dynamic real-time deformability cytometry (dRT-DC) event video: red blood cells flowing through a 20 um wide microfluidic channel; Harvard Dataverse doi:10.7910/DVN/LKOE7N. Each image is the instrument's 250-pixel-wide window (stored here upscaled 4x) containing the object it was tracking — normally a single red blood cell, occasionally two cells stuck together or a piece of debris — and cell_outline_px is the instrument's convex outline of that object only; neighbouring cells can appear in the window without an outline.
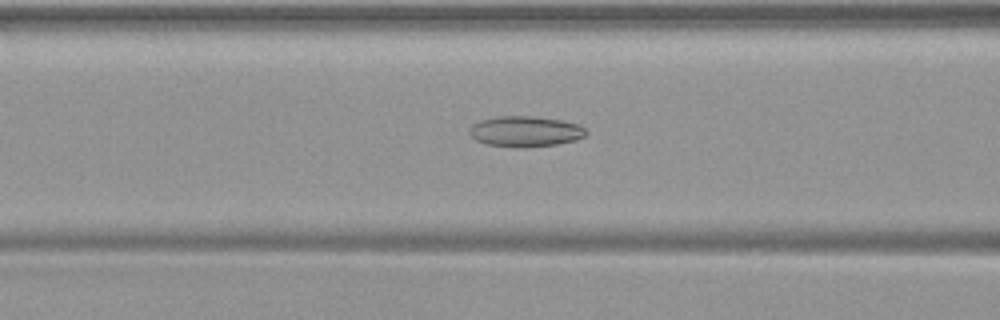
{"species": "common noctule bat (a hibernating species)", "species_latin": "Nyctalus noctula", "temperature_condition": "warm", "stored_images_in_passage": 51, "camera_frame_rate_fps": 3000, "um_per_image_px": 0.085, "animal": {"sex": "female", "body_mass_g": 19.9}, "frame": {"image": 1, "passage_image": 21, "time_ms": 6.667, "image_size_px": [1000, 320], "cell_outline_px": [[588, 132], [584, 136], [576, 140], [556, 144], [524, 148], [520, 148], [488, 144], [476, 140], [468, 132], [468, 128], [472, 124], [480, 120], [496, 116], [536, 116], [560, 120], [580, 124]], "centroid_in_image_um": [44.64, 11.16], "position_along_channel_um": 122.0, "area_um2": 20.98}}
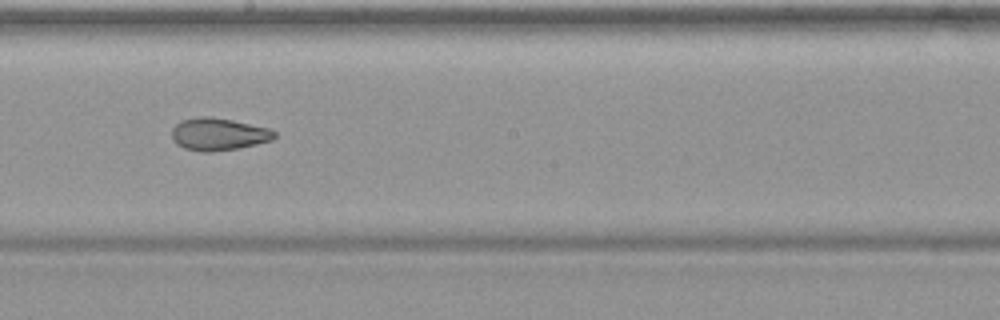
{"frame": {"image": 2, "passage_image": 29, "time_ms": 9.333, "image_size_px": [1000, 320], "cell_outline_px": [[276, 136], [272, 140], [240, 148], [212, 152], [200, 152], [184, 148], [176, 144], [172, 140], [172, 128], [180, 120], [200, 116], [208, 116], [232, 120], [268, 128], [276, 132]], "centroid_in_image_um": [18.54, 11.41], "position_along_channel_um": 229.7, "area_um2": 19.54}}
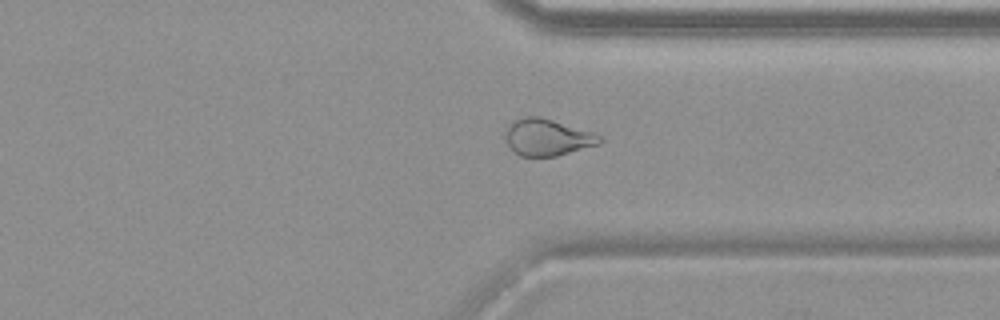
{"frame": {"image": 3, "passage_image": 39, "time_ms": 12.667, "image_size_px": [1000, 320], "cell_outline_px": [[604, 140], [600, 144], [556, 156], [520, 156], [504, 140], [504, 136], [508, 124], [512, 120], [524, 116], [540, 116], [596, 132]], "centroid_in_image_um": [46.54, 11.65], "position_along_channel_um": 364.9, "area_um2": 20.52}}